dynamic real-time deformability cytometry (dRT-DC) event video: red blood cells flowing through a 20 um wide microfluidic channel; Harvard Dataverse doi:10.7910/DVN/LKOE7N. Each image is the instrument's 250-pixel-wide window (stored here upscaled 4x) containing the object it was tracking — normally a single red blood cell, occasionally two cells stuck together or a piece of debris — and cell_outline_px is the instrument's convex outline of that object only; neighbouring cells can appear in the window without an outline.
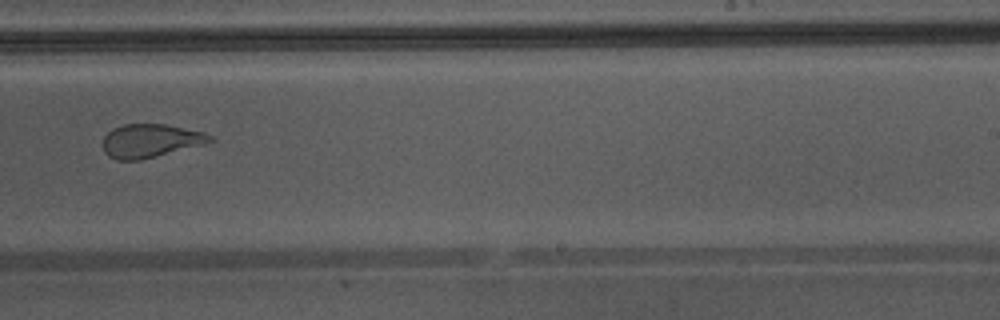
{"species": "Egyptian fruit bat (a non-hibernating species)", "species_latin": "Rousettus aegyptiacus", "temperature_condition": "warm", "stored_images_in_passage": 39, "camera_frame_rate_fps": 3000, "um_per_image_px": 0.085, "animal": {"sex": "male"}, "frame": {"image": 1, "passage_image": 23, "time_ms": 7.333, "image_size_px": [1000, 320], "cell_outline_px": [[216, 140], [204, 144], [140, 160], [116, 160], [108, 156], [104, 152], [104, 136], [112, 128], [124, 124], [164, 124], [204, 132], [212, 136]], "centroid_in_image_um": [12.78, 11.96], "position_along_channel_um": 276.2, "area_um2": 20.81}, "authors_computed_cell_mechanics": {"area_um2": 25.6632, "velocity_mm_per_s": 4.3342, "shape_relaxation_time_tau1_ms": null, "shape_relaxation_time_tau2_ms": 1.1317, "deformation_change_tau1": null, "deformation_change_tau2": 0.0963}}